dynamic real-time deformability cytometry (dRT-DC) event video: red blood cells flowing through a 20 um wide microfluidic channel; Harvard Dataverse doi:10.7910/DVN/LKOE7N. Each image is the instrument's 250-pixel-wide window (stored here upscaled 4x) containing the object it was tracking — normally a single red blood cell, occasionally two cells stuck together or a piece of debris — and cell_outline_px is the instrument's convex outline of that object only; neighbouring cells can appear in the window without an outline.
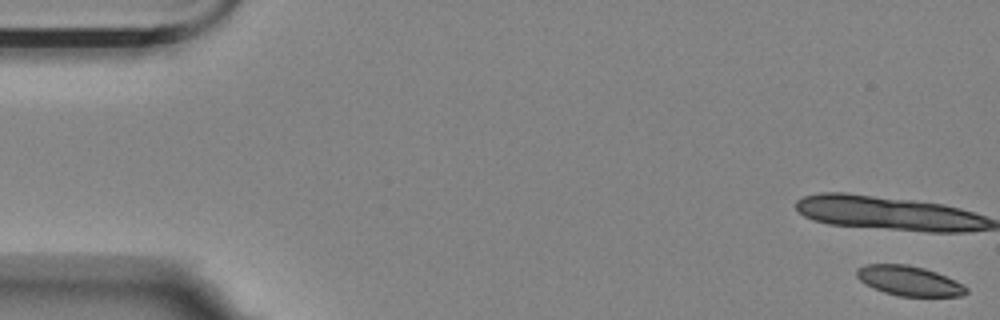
{"species": "Egyptian fruit bat (a non-hibernating species)", "species_latin": "Rousettus aegyptiacus", "temperature_condition": "room temperature", "stored_images_in_passage": 13, "camera_frame_rate_fps": 3000, "um_per_image_px": 0.085, "animal": {"sex": "female"}, "frame": {"image": 1, "passage_image": 1, "time_ms": 0.0, "image_size_px": [1000, 320], "cell_outline_px": [[968, 292], [960, 296], [900, 296], [884, 292], [872, 288], [860, 280], [856, 276], [856, 268], [864, 264], [908, 264], [924, 268], [936, 272], [956, 280], [968, 288]], "centroid_in_image_um": [77.26, 23.86], "position_along_channel_um": 7.7, "area_um2": 19.13}}